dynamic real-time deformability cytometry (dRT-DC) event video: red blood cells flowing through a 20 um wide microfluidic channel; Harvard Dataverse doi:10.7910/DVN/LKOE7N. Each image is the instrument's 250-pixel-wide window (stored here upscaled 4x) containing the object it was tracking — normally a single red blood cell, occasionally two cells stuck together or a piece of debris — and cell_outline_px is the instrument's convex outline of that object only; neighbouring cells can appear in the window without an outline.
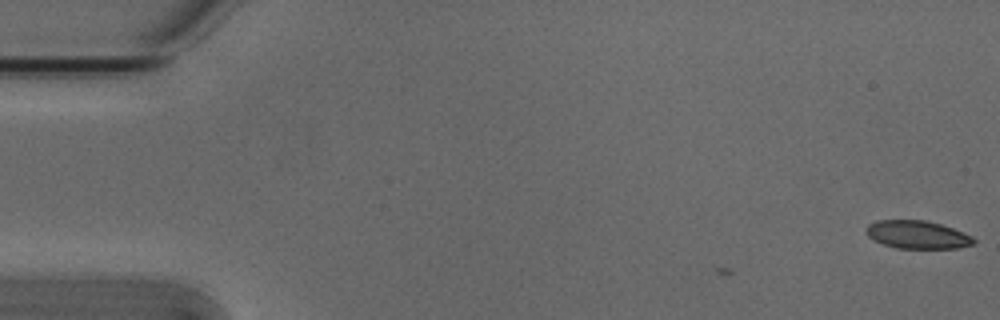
{"species": "Egyptian fruit bat (a non-hibernating species)", "species_latin": "Rousettus aegyptiacus", "temperature_condition": "cold", "stored_images_in_passage": 2, "camera_frame_rate_fps": 3000, "um_per_image_px": 0.085, "animal": {"sex": "male"}, "frame": {"image": 1, "passage_image": 2, "time_ms": 0.333, "image_size_px": [1000, 320], "cell_outline_px": [[976, 240], [972, 244], [956, 248], [896, 248], [884, 244], [868, 236], [868, 224], [876, 220], [924, 220], [940, 224], [964, 232], [972, 236]], "centroid_in_image_um": [78.0, 19.94], "position_along_channel_um": 7.0, "area_um2": 17.28}}